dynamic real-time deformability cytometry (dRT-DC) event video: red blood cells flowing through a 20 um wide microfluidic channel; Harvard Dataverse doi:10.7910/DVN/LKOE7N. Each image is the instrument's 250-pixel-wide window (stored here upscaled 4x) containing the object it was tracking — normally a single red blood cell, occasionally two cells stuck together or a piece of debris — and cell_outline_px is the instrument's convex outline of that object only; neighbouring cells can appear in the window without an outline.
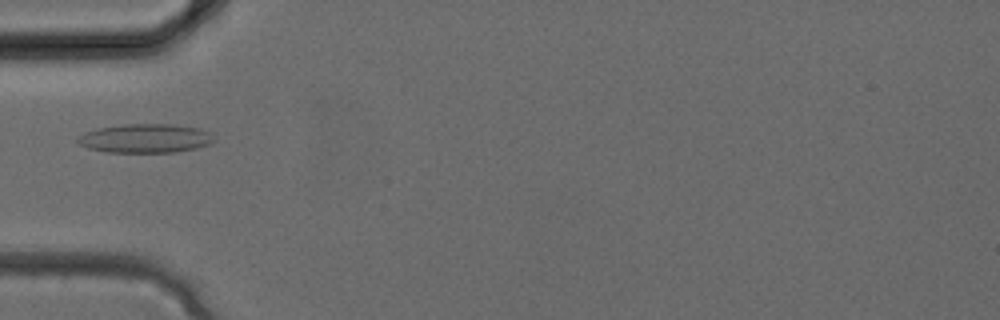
{"species": "common noctule bat (a hibernating species)", "species_latin": "Nyctalus noctula", "temperature_condition": "cold", "stored_images_in_passage": 33, "camera_frame_rate_fps": 3000, "um_per_image_px": 0.085, "animal": {"sex": "female", "body_mass_g": 24.6, "forearm_length_mm": 56.2}, "frame": {"image": 1, "passage_image": 11, "time_ms": 3.333, "image_size_px": [1000, 320], "cell_outline_px": [[216, 140], [212, 144], [196, 148], [176, 152], [108, 152], [88, 148], [80, 144], [76, 140], [84, 132], [96, 128], [124, 124], [172, 124], [200, 128], [212, 132]], "centroid_in_image_um": [12.42, 11.75], "position_along_channel_um": 72.6, "area_um2": 23.24}}
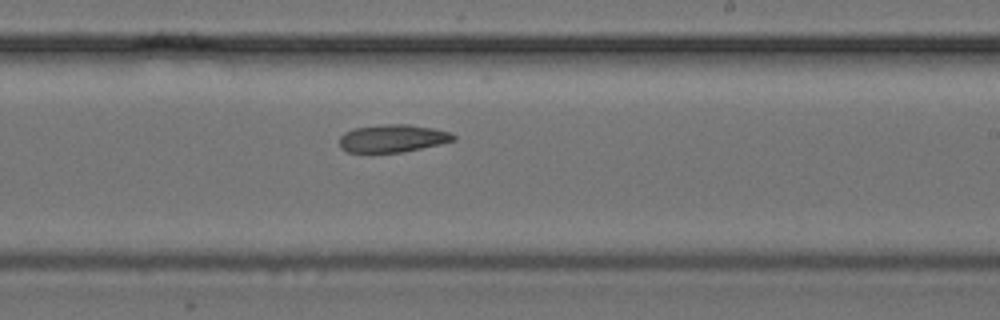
{"frame": {"image": 2, "passage_image": 20, "time_ms": 6.333, "image_size_px": [1000, 320], "cell_outline_px": [[456, 140], [440, 144], [400, 152], [348, 152], [340, 148], [340, 136], [344, 132], [352, 128], [380, 124], [408, 124], [432, 128], [448, 132], [456, 136]], "centroid_in_image_um": [33.34, 11.75], "position_along_channel_um": 255.7, "area_um2": 18.38}}
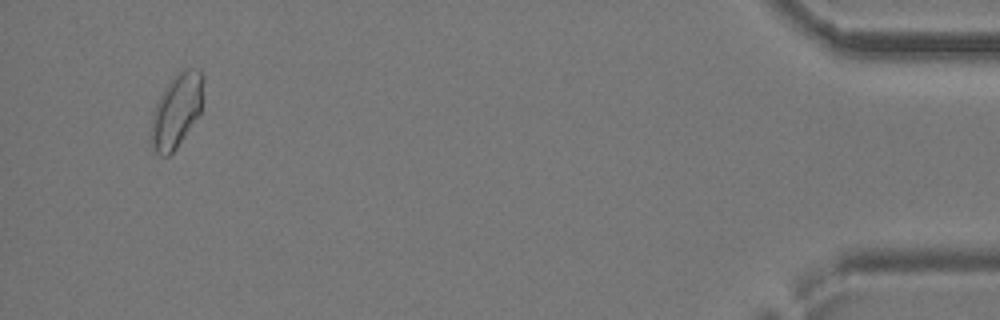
{"frame": {"image": 3, "passage_image": 32, "time_ms": 10.333, "image_size_px": [1000, 320], "cell_outline_px": [[204, 80], [200, 112], [176, 148], [168, 156], [160, 156], [148, 144], [148, 136], [152, 112], [164, 88], [184, 68], [200, 68], [204, 76]], "centroid_in_image_um": [14.96, 9.43], "position_along_channel_um": 420.2, "area_um2": 22.66}}